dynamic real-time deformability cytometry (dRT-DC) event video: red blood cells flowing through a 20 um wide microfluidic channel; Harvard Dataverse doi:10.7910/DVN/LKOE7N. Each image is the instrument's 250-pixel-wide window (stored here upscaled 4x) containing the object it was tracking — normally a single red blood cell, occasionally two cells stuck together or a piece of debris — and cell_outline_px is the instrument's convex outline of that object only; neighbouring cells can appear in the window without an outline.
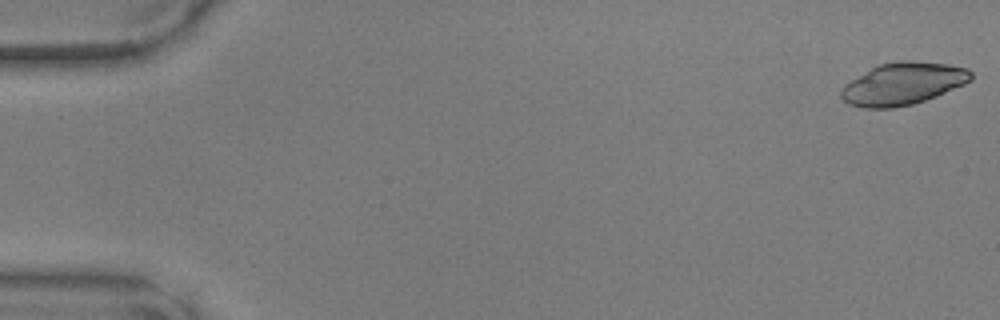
{"species": "common noctule bat (a hibernating species)", "species_latin": "Nyctalus noctula", "temperature_condition": "warm", "stored_images_in_passage": 16, "camera_frame_rate_fps": 3000, "um_per_image_px": 0.085, "animal": {"sex": "male", "body_mass_g": 17.9, "forearm_length_mm": 54.2}, "frame": {"image": 1, "passage_image": 1, "time_ms": 0.0, "image_size_px": [1000, 320], "cell_outline_px": [[972, 80], [964, 84], [936, 96], [912, 104], [892, 108], [864, 108], [848, 104], [840, 96], [840, 92], [844, 84], [872, 68], [880, 64], [900, 60], [912, 60], [948, 64], [968, 68], [972, 72]], "centroid_in_image_um": [76.76, 7.11], "position_along_channel_um": 8.2, "area_um2": 31.91}}